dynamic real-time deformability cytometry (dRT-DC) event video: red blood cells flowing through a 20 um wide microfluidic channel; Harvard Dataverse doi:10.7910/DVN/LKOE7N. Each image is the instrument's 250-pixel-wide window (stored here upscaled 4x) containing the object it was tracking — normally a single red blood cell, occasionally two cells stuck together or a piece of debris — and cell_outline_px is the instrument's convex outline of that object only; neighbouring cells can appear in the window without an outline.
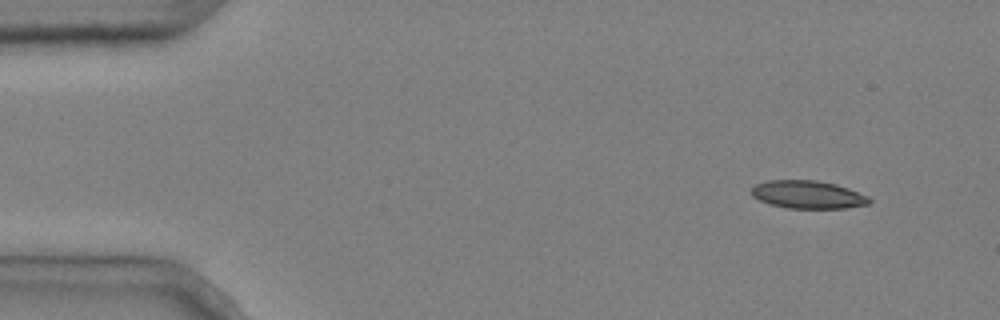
{"species": "common noctule bat (a hibernating species)", "species_latin": "Nyctalus noctula", "temperature_condition": "cold", "stored_images_in_passage": 4, "segment_of_instrument_passage": [2, 2], "camera_frame_rate_fps": 3000, "um_per_image_px": 0.085, "animal": {"sex": "male", "body_mass_g": 20.4}, "frame": {"image": 1, "passage_image": 4, "time_ms": 1.0, "image_size_px": [1000, 320], "cell_outline_px": [[872, 200], [868, 204], [844, 208], [788, 208], [772, 204], [760, 200], [752, 196], [752, 188], [756, 184], [768, 180], [816, 180], [836, 184], [848, 188], [868, 196]], "centroid_in_image_um": [68.68, 16.53], "position_along_channel_um": 16.3, "area_um2": 19.02}}